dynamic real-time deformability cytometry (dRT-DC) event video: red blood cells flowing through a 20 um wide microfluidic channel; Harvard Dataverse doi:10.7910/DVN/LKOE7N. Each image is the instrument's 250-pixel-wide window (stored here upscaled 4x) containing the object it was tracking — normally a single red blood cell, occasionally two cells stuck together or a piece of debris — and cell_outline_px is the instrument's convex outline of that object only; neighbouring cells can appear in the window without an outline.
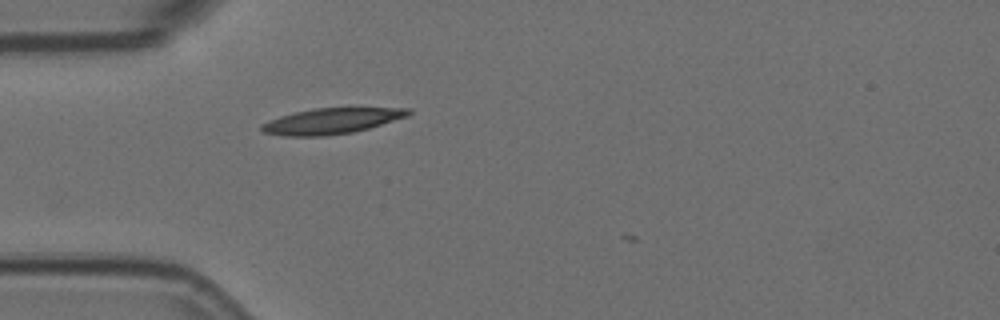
{"species": "Egyptian fruit bat (a non-hibernating species)", "species_latin": "Rousettus aegyptiacus", "temperature_condition": "room temperature", "stored_images_in_passage": 6, "camera_frame_rate_fps": 3000, "um_per_image_px": 0.085, "animal": {"sex": "female"}, "frame": {"image": 1, "passage_image": 1, "time_ms": 0.0, "image_size_px": [1000, 320], "cell_outline_px": [[412, 112], [408, 116], [368, 128], [352, 132], [324, 136], [288, 136], [264, 132], [260, 128], [260, 124], [268, 120], [280, 116], [312, 108], [412, 108]], "centroid_in_image_um": [28.17, 10.28], "position_along_channel_um": 56.8, "area_um2": 21.85}}
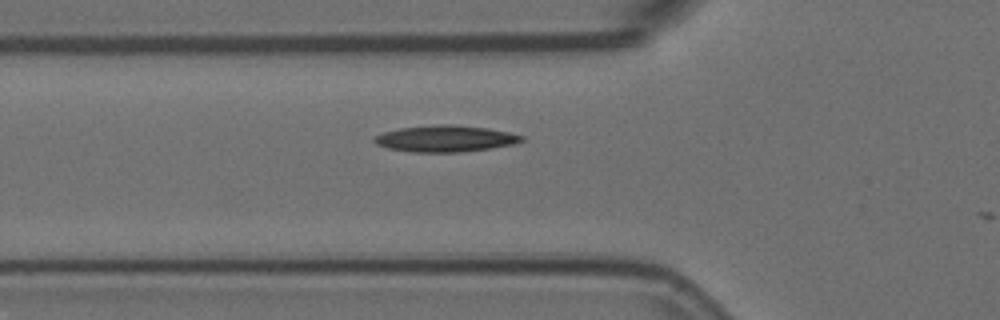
{"frame": {"image": 2, "passage_image": 4, "time_ms": 1.0, "image_size_px": [1000, 320], "cell_outline_px": [[524, 140], [512, 144], [488, 148], [460, 152], [412, 152], [388, 148], [376, 144], [372, 140], [372, 136], [384, 132], [400, 128], [440, 124], [452, 124], [488, 128], [508, 132], [524, 136]], "centroid_in_image_um": [37.81, 11.78], "position_along_channel_um": 88.0, "area_um2": 22.6}}